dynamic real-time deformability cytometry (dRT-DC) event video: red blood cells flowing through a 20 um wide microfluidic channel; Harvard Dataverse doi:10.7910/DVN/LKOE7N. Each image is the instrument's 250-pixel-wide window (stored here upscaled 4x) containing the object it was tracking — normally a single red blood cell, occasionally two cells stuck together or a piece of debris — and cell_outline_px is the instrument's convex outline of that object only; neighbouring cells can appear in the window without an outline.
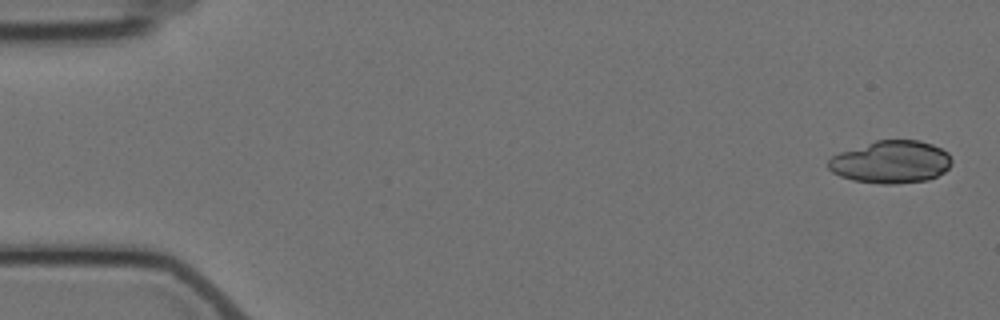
{"species": "Egyptian fruit bat (a non-hibernating species)", "species_latin": "Rousettus aegyptiacus", "temperature_condition": "cold", "stored_images_in_passage": 5, "camera_frame_rate_fps": 3000, "um_per_image_px": 0.085, "animal": {"sex": "female"}, "frame": {"image": 1, "passage_image": 1, "time_ms": 0.0, "image_size_px": [1000, 320], "cell_outline_px": [[952, 164], [944, 172], [928, 180], [896, 184], [880, 184], [852, 180], [840, 176], [832, 172], [828, 168], [828, 160], [832, 156], [840, 152], [876, 140], [920, 140], [932, 144], [948, 152], [952, 160]], "centroid_in_image_um": [75.74, 13.77], "position_along_channel_um": 9.3, "area_um2": 30.75}}